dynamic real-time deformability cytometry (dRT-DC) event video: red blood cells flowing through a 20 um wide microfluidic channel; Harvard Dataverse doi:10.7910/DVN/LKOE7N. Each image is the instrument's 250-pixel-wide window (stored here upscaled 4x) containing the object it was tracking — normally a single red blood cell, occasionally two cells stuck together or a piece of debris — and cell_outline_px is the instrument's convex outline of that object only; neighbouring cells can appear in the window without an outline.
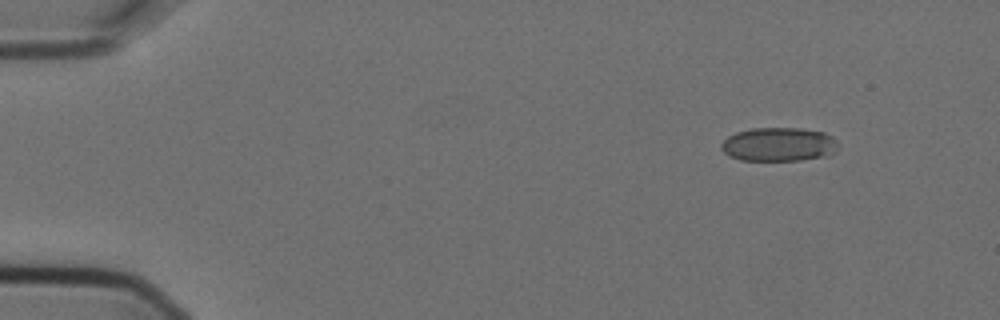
{"species": "Egyptian fruit bat (a non-hibernating species)", "species_latin": "Rousettus aegyptiacus", "temperature_condition": "cold", "stored_images_in_passage": 6, "camera_frame_rate_fps": 3000, "um_per_image_px": 0.085, "animal": {"sex": "female"}, "frame": {"image": 1, "passage_image": 1, "time_ms": 0.0, "image_size_px": [1000, 320], "cell_outline_px": [[840, 148], [832, 156], [800, 160], [740, 160], [728, 156], [720, 148], [720, 144], [728, 136], [736, 132], [752, 128], [796, 128], [824, 132], [832, 136], [836, 140]], "centroid_in_image_um": [66.23, 12.28], "position_along_channel_um": 18.8, "area_um2": 23.41}}
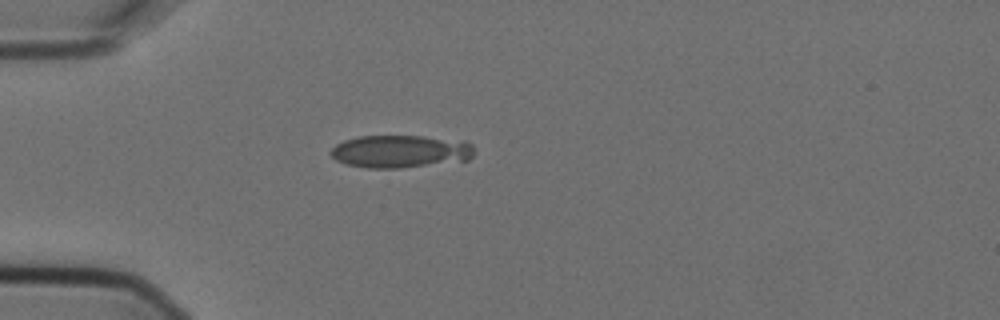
{"frame": {"image": 2, "passage_image": 4, "time_ms": 1.0, "image_size_px": [1000, 320], "cell_outline_px": [[476, 152], [468, 160], [400, 168], [368, 168], [344, 164], [336, 160], [328, 152], [336, 144], [344, 140], [360, 136], [424, 136], [464, 140], [472, 144]], "centroid_in_image_um": [34.05, 12.86], "position_along_channel_um": 51.0, "area_um2": 27.63}}